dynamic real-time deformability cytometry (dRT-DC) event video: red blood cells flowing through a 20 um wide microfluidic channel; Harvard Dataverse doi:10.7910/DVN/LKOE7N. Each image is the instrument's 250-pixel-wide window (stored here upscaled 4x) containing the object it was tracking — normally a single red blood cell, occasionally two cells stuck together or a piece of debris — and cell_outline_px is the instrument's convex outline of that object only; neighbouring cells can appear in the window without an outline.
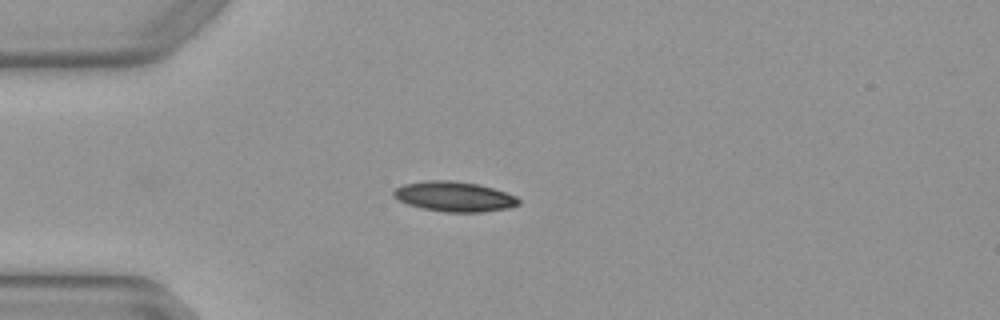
{"species": "Egyptian fruit bat (a non-hibernating species)", "species_latin": "Rousettus aegyptiacus", "temperature_condition": "warm", "stored_images_in_passage": 1, "camera_frame_rate_fps": 3000, "um_per_image_px": 0.085, "animal": {"sex": "female"}, "frame": {"image": 1, "passage_image": 1, "time_ms": 0.0, "image_size_px": [1000, 320], "cell_outline_px": [[520, 204], [508, 208], [484, 212], [444, 212], [424, 208], [408, 204], [392, 196], [392, 192], [396, 188], [404, 184], [424, 180], [452, 180], [480, 184], [516, 196], [520, 200]], "centroid_in_image_um": [38.61, 16.7], "position_along_channel_um": 46.4, "area_um2": 21.91}}